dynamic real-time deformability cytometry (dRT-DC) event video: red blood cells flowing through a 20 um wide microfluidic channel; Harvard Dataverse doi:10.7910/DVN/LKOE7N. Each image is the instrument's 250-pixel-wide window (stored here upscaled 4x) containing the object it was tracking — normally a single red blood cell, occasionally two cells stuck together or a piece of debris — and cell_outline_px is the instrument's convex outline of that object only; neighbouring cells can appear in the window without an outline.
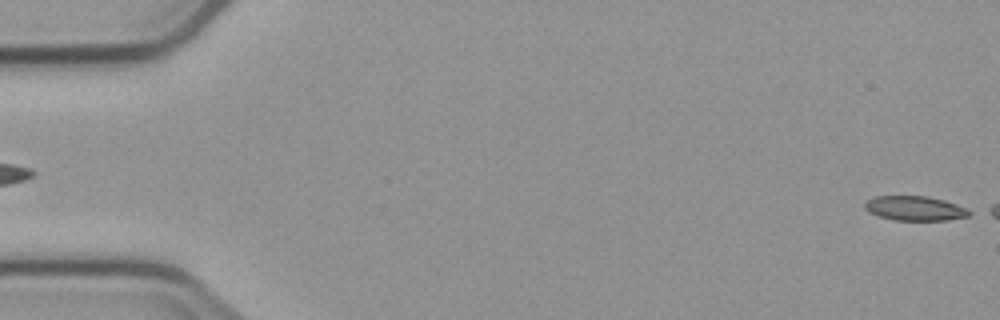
{"species": "common noctule bat (a hibernating species)", "species_latin": "Nyctalus noctula", "temperature_condition": "cold", "stored_images_in_passage": 2, "camera_frame_rate_fps": 3000, "um_per_image_px": 0.085, "animal": {"sex": "male", "body_mass_g": 23.1, "forearm_length_mm": 52.7}, "frame": {"image": 1, "passage_image": 2, "time_ms": 1.667, "image_size_px": [1000, 320], "cell_outline_px": [[976, 212], [968, 216], [948, 220], [892, 220], [868, 212], [864, 208], [864, 204], [868, 200], [876, 196], [928, 196], [944, 200], [968, 208]], "centroid_in_image_um": [77.82, 17.71], "position_along_channel_um": 7.2, "area_um2": 15.09}}